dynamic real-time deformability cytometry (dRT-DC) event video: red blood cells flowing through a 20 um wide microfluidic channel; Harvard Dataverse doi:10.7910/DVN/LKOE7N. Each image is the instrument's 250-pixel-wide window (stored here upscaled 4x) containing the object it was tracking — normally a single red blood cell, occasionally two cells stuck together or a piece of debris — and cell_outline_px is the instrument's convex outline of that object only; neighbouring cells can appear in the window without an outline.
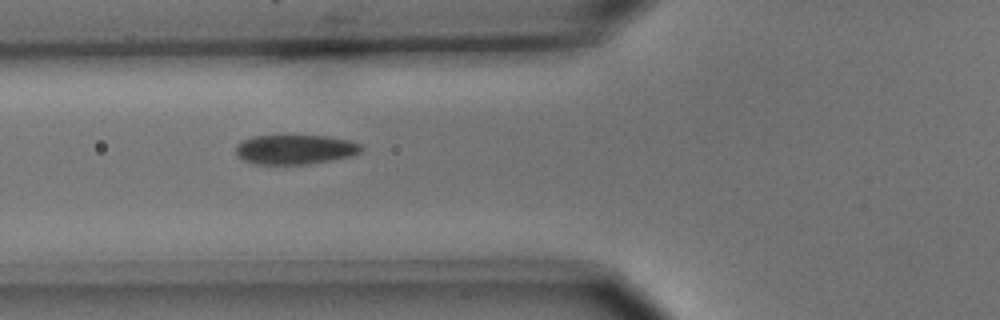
{"species": "common noctule bat (a hibernating species)", "species_latin": "Nyctalus noctula", "temperature_condition": "cold", "stored_images_in_passage": 12, "camera_frame_rate_fps": 3000, "um_per_image_px": 0.085, "animal": {"sex": "male", "body_mass_g": 15.6}, "frame": {"image": 1, "passage_image": 4, "time_ms": 1.0, "image_size_px": [1000, 320], "cell_outline_px": [[364, 148], [360, 152], [352, 156], [332, 160], [308, 164], [256, 164], [244, 160], [236, 156], [236, 144], [240, 140], [252, 136], [328, 136], [352, 140], [360, 144]], "centroid_in_image_um": [25.09, 12.7], "position_along_channel_um": 100.7, "area_um2": 21.85}}
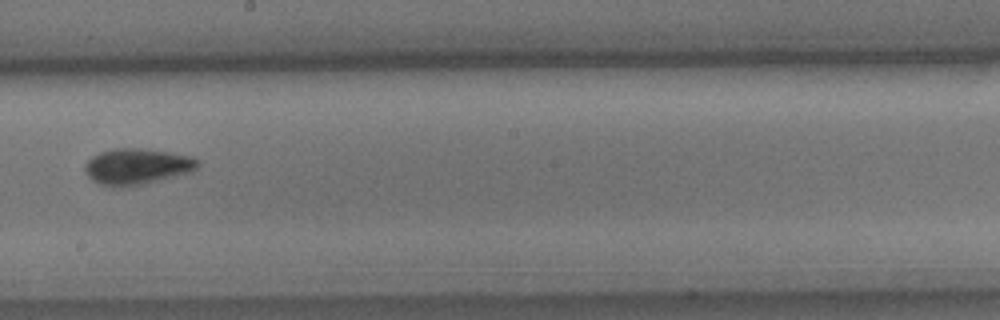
{"frame": {"image": 2, "passage_image": 7, "time_ms": 2.0, "image_size_px": [1000, 320], "cell_outline_px": [[200, 164], [192, 172], [144, 184], [120, 188], [100, 184], [92, 180], [84, 172], [84, 164], [92, 156], [100, 152], [116, 148], [140, 148], [168, 152], [192, 156]], "centroid_in_image_um": [11.62, 14.16], "position_along_channel_um": 236.6, "area_um2": 23.81}}
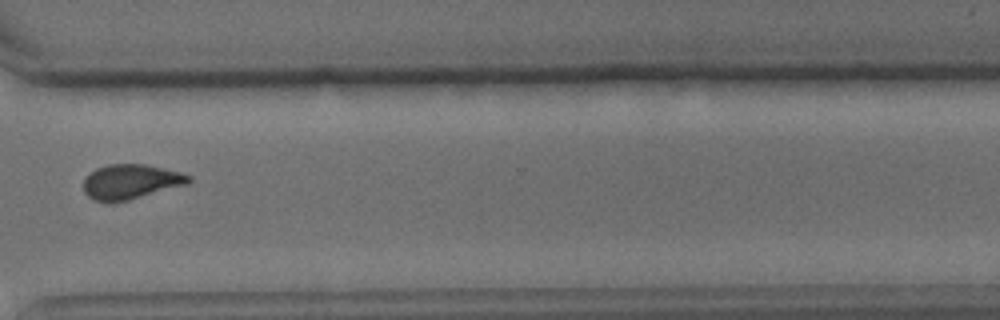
{"frame": {"image": 3, "passage_image": 10, "time_ms": 3.0, "image_size_px": [1000, 320], "cell_outline_px": [[192, 180], [188, 184], [128, 200], [92, 200], [84, 192], [84, 176], [96, 168], [108, 164], [144, 164], [180, 172], [192, 176]], "centroid_in_image_um": [11.12, 15.42], "position_along_channel_um": 359.5, "area_um2": 21.1}}